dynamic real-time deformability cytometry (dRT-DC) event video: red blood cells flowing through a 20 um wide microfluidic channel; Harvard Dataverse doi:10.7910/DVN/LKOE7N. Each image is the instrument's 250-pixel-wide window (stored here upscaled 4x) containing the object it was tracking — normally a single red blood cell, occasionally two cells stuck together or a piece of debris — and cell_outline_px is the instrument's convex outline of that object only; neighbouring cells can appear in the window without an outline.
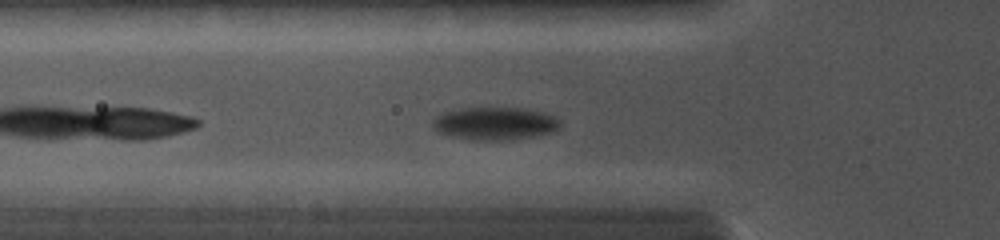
{"species": "common noctule bat (a hibernating species)", "species_latin": "Nyctalus noctula", "temperature_condition": "cold", "stored_images_in_passage": 14, "camera_frame_rate_fps": 5000, "um_per_image_px": 0.085, "animal": {"sex": "female", "body_mass_g": 19.0, "forearm_length_mm": 56.7}, "frame": {"image": 1, "passage_image": 5, "time_ms": 0.8, "image_size_px": [1000, 240], "cell_outline_px": [[560, 128], [552, 132], [536, 136], [508, 140], [472, 140], [452, 136], [436, 132], [432, 124], [432, 120], [436, 116], [444, 112], [460, 108], [524, 108], [544, 112], [560, 120]], "centroid_in_image_um": [42.06, 10.5], "position_along_channel_um": 83.7, "area_um2": 24.51}}
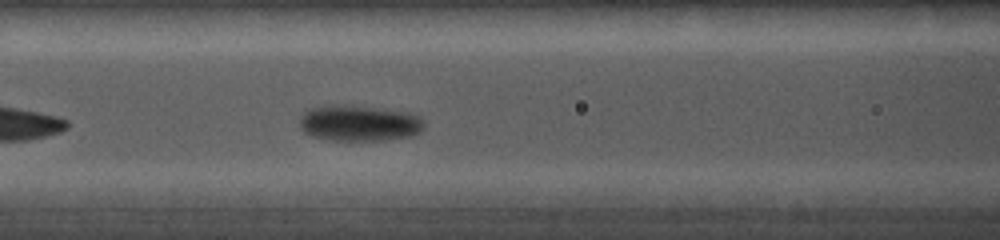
{"frame": {"image": 2, "passage_image": 10, "time_ms": 2.0, "image_size_px": [1000, 240], "cell_outline_px": [[424, 124], [420, 132], [412, 136], [384, 140], [328, 140], [312, 136], [304, 132], [300, 128], [300, 116], [308, 108], [324, 104], [348, 104], [408, 112], [420, 116], [424, 120]], "centroid_in_image_um": [30.49, 10.45], "position_along_channel_um": 136.1, "area_um2": 26.59}}